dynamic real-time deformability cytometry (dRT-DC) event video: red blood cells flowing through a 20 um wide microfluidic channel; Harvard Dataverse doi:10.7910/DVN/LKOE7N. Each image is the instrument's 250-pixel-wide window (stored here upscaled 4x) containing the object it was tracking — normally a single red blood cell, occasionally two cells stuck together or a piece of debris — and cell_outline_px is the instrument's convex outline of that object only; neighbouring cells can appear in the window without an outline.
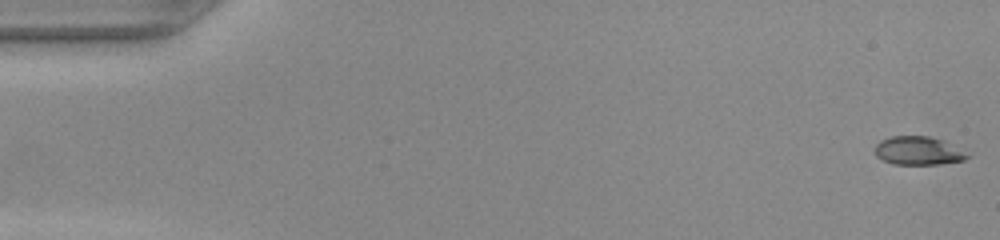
{"species": "common noctule bat (a hibernating species)", "species_latin": "Nyctalus noctula", "temperature_condition": "warm", "stored_images_in_passage": 50, "camera_frame_rate_fps": 3000, "um_per_image_px": 0.085, "animal": {"sex": "female", "body_mass_g": 22.0, "forearm_length_mm": 56.7}, "frame": {"image": 1, "passage_image": 1, "time_ms": 0.0, "image_size_px": [1000, 240], "cell_outline_px": [[968, 156], [964, 160], [936, 164], [892, 164], [876, 156], [876, 144], [880, 140], [892, 136], [928, 136], [940, 140]], "centroid_in_image_um": [77.93, 12.82], "position_along_channel_um": 7.1, "area_um2": 14.62}}
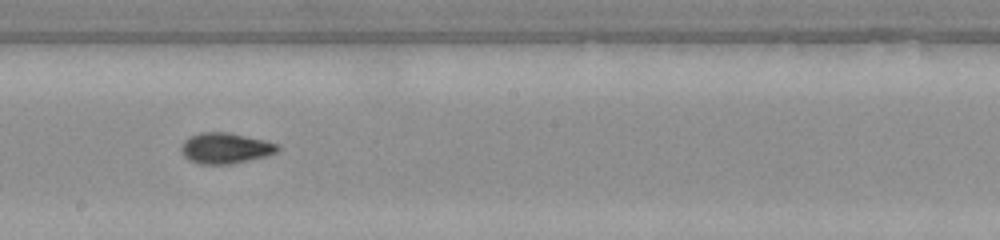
{"frame": {"image": 2, "passage_image": 28, "time_ms": 9.0, "image_size_px": [1000, 240], "cell_outline_px": [[280, 148], [276, 152], [268, 156], [232, 164], [200, 164], [188, 160], [180, 152], [180, 144], [188, 136], [200, 132], [228, 132], [264, 140], [280, 144]], "centroid_in_image_um": [19.13, 12.59], "position_along_channel_um": 229.1, "area_um2": 17.63}}
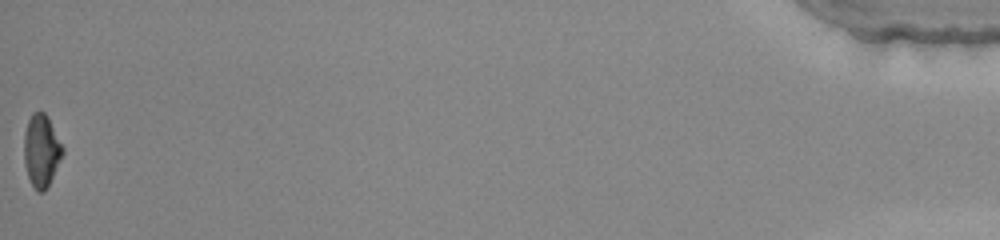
{"frame": {"image": 3, "passage_image": 50, "time_ms": 16.333, "image_size_px": [1000, 240], "cell_outline_px": [[64, 152], [48, 188], [44, 192], [40, 192], [32, 184], [28, 176], [24, 160], [24, 132], [28, 120], [32, 112], [44, 112], [48, 116], [64, 148]], "centroid_in_image_um": [3.53, 12.79], "position_along_channel_um": 431.7, "area_um2": 16.36}}